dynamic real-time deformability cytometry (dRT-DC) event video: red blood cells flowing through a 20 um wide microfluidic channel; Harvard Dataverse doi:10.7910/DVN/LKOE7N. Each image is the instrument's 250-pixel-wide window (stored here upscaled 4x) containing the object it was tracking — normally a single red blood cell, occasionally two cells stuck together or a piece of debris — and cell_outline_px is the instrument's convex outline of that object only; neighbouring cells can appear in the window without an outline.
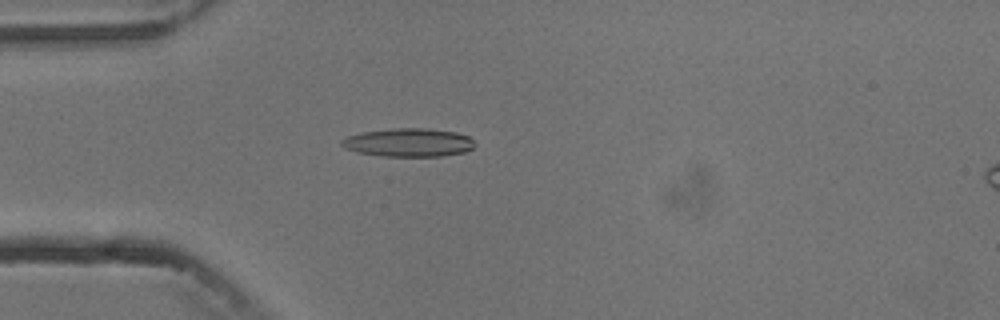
{"species": "common noctule bat (a hibernating species)", "species_latin": "Nyctalus noctula", "temperature_condition": "cold", "stored_images_in_passage": 5, "camera_frame_rate_fps": 3000, "um_per_image_px": 0.085, "animal": {"sex": "male", "body_mass_g": 13.3}, "frame": {"image": 1, "passage_image": 4, "time_ms": 3.333, "image_size_px": [1000, 320], "cell_outline_px": [[476, 144], [472, 148], [464, 152], [440, 156], [380, 156], [356, 152], [344, 148], [340, 144], [340, 140], [348, 136], [364, 132], [392, 128], [424, 128], [456, 132], [468, 136]], "centroid_in_image_um": [34.7, 12.11], "position_along_channel_um": 50.3, "area_um2": 22.02}}